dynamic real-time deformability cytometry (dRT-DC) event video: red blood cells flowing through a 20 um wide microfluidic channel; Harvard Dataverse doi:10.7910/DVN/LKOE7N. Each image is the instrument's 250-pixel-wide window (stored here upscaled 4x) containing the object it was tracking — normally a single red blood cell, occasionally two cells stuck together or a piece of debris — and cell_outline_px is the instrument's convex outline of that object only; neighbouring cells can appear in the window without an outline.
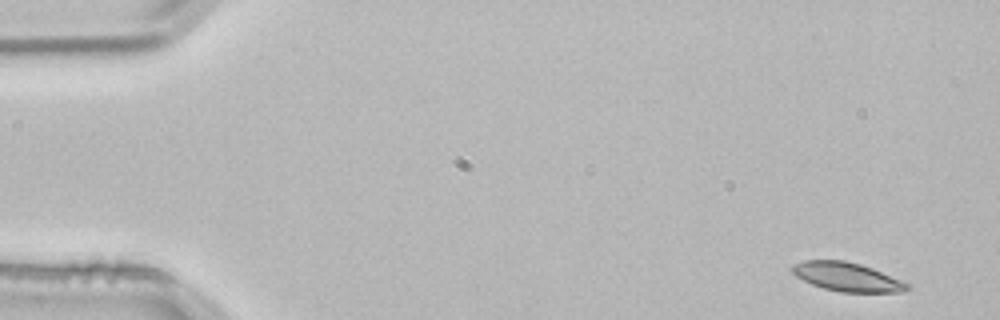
{"species": "common noctule bat (a hibernating species)", "species_latin": "Nyctalus noctula", "temperature_condition": "room temperature", "stored_images_in_passage": 4, "camera_frame_rate_fps": 3000, "um_per_image_px": 0.085, "animal": {"sex": "male", "body_mass_g": 21.5, "forearm_length_mm": 52.0}, "frame": {"image": 1, "passage_image": 1, "time_ms": 0.0, "image_size_px": [1000, 320], "cell_outline_px": [[908, 288], [904, 292], [840, 292], [824, 288], [812, 284], [796, 276], [792, 272], [792, 268], [796, 264], [804, 260], [844, 260], [860, 264], [872, 268], [900, 280], [908, 284]], "centroid_in_image_um": [71.99, 23.53], "position_along_channel_um": 13.0, "area_um2": 18.96}}
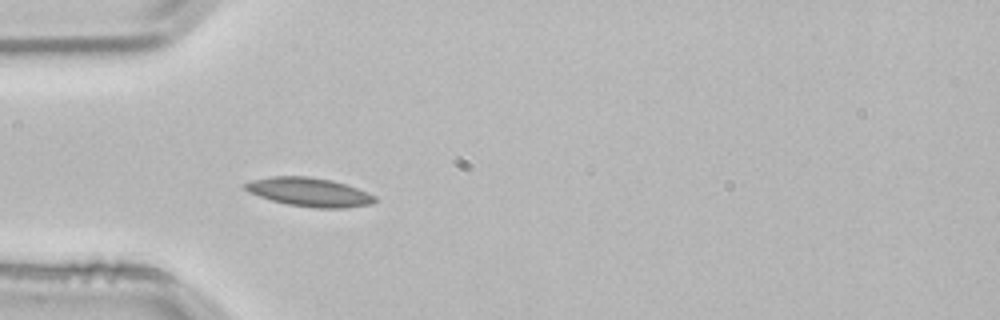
{"frame": {"image": 2, "passage_image": 4, "time_ms": 1.0, "image_size_px": [1000, 320], "cell_outline_px": [[376, 200], [372, 204], [344, 208], [316, 208], [288, 204], [272, 200], [248, 192], [240, 184], [252, 180], [272, 176], [308, 176], [332, 180], [356, 188], [376, 196]], "centroid_in_image_um": [26.26, 16.32], "position_along_channel_um": 58.7, "area_um2": 21.68}}